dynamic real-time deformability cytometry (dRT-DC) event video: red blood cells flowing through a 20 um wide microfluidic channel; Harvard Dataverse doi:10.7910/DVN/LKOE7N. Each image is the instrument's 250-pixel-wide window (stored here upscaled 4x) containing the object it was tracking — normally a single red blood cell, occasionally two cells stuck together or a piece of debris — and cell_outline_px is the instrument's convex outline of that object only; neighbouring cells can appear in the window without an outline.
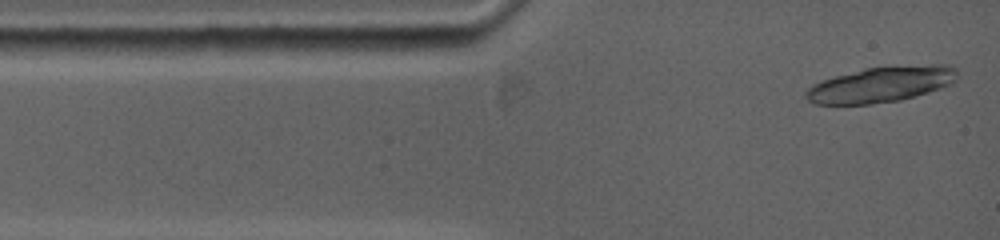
{"species": "common noctule bat (a hibernating species)", "species_latin": "Nyctalus noctula", "temperature_condition": "warm", "stored_images_in_passage": 3, "camera_frame_rate_fps": 5000, "um_per_image_px": 0.085, "animal": {"sex": "female", "body_mass_g": 19.0, "forearm_length_mm": 53.3}, "frame": {"image": 1, "passage_image": 1, "time_ms": 0.0, "image_size_px": [1000, 240], "cell_outline_px": [[956, 76], [948, 84], [900, 100], [868, 104], [816, 104], [808, 100], [804, 96], [808, 88], [824, 80], [836, 76], [864, 68], [896, 64], [944, 64], [952, 68], [956, 72]], "centroid_in_image_um": [74.84, 7.15], "position_along_channel_um": 10.2, "area_um2": 30.92}}